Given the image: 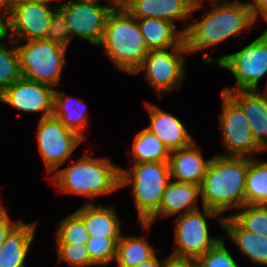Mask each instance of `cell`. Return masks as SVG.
Segmentation results:
<instances>
[{
  "label": "cell",
  "mask_w": 267,
  "mask_h": 267,
  "mask_svg": "<svg viewBox=\"0 0 267 267\" xmlns=\"http://www.w3.org/2000/svg\"><path fill=\"white\" fill-rule=\"evenodd\" d=\"M248 157H225L220 154L211 158L200 185L203 207L219 214L231 207L246 204L245 180Z\"/></svg>",
  "instance_id": "6da1fadb"
},
{
  "label": "cell",
  "mask_w": 267,
  "mask_h": 267,
  "mask_svg": "<svg viewBox=\"0 0 267 267\" xmlns=\"http://www.w3.org/2000/svg\"><path fill=\"white\" fill-rule=\"evenodd\" d=\"M214 6L200 21L184 31L186 55L215 46L255 23L252 12L240 1L209 0Z\"/></svg>",
  "instance_id": "7a4b0ae2"
},
{
  "label": "cell",
  "mask_w": 267,
  "mask_h": 267,
  "mask_svg": "<svg viewBox=\"0 0 267 267\" xmlns=\"http://www.w3.org/2000/svg\"><path fill=\"white\" fill-rule=\"evenodd\" d=\"M100 45L118 69L133 75L149 52L137 19L123 6L109 14Z\"/></svg>",
  "instance_id": "3957f363"
},
{
  "label": "cell",
  "mask_w": 267,
  "mask_h": 267,
  "mask_svg": "<svg viewBox=\"0 0 267 267\" xmlns=\"http://www.w3.org/2000/svg\"><path fill=\"white\" fill-rule=\"evenodd\" d=\"M120 168L108 159L85 154L72 165L57 169L51 181L64 193L92 199L120 188Z\"/></svg>",
  "instance_id": "277c9868"
},
{
  "label": "cell",
  "mask_w": 267,
  "mask_h": 267,
  "mask_svg": "<svg viewBox=\"0 0 267 267\" xmlns=\"http://www.w3.org/2000/svg\"><path fill=\"white\" fill-rule=\"evenodd\" d=\"M132 164L128 170L120 168V187L133 186L132 193L140 223L145 222L159 208L163 193L171 181L170 165L169 161Z\"/></svg>",
  "instance_id": "5b68a950"
},
{
  "label": "cell",
  "mask_w": 267,
  "mask_h": 267,
  "mask_svg": "<svg viewBox=\"0 0 267 267\" xmlns=\"http://www.w3.org/2000/svg\"><path fill=\"white\" fill-rule=\"evenodd\" d=\"M203 60L206 63L217 62L219 67L234 75L236 87L225 88L223 93L237 90L258 91L259 80L267 74V28L260 37L237 53L223 55L218 60L205 53Z\"/></svg>",
  "instance_id": "8992f818"
},
{
  "label": "cell",
  "mask_w": 267,
  "mask_h": 267,
  "mask_svg": "<svg viewBox=\"0 0 267 267\" xmlns=\"http://www.w3.org/2000/svg\"><path fill=\"white\" fill-rule=\"evenodd\" d=\"M16 47L22 77L49 85H57L65 65L67 48L47 39L25 41Z\"/></svg>",
  "instance_id": "52a82bcc"
},
{
  "label": "cell",
  "mask_w": 267,
  "mask_h": 267,
  "mask_svg": "<svg viewBox=\"0 0 267 267\" xmlns=\"http://www.w3.org/2000/svg\"><path fill=\"white\" fill-rule=\"evenodd\" d=\"M203 213L198 209L177 218L175 222V245L177 248L170 255L179 260L196 261L214 246L222 237L209 236L207 218L219 217V213L203 207Z\"/></svg>",
  "instance_id": "ba28073f"
},
{
  "label": "cell",
  "mask_w": 267,
  "mask_h": 267,
  "mask_svg": "<svg viewBox=\"0 0 267 267\" xmlns=\"http://www.w3.org/2000/svg\"><path fill=\"white\" fill-rule=\"evenodd\" d=\"M51 7L44 1L9 0L6 36L11 35V40L15 38L14 44L17 38L24 41L45 39L53 12L58 8Z\"/></svg>",
  "instance_id": "9c48e42d"
},
{
  "label": "cell",
  "mask_w": 267,
  "mask_h": 267,
  "mask_svg": "<svg viewBox=\"0 0 267 267\" xmlns=\"http://www.w3.org/2000/svg\"><path fill=\"white\" fill-rule=\"evenodd\" d=\"M222 95L220 128L222 140L228 155L225 157H246L264 151L253 137L251 127L242 108L226 93Z\"/></svg>",
  "instance_id": "30bf717a"
},
{
  "label": "cell",
  "mask_w": 267,
  "mask_h": 267,
  "mask_svg": "<svg viewBox=\"0 0 267 267\" xmlns=\"http://www.w3.org/2000/svg\"><path fill=\"white\" fill-rule=\"evenodd\" d=\"M170 51L149 50L141 66L134 73L138 74L144 70L147 81L159 97H162V92L180 88L184 78V58L181 54L187 52L186 47H173Z\"/></svg>",
  "instance_id": "8fae6325"
},
{
  "label": "cell",
  "mask_w": 267,
  "mask_h": 267,
  "mask_svg": "<svg viewBox=\"0 0 267 267\" xmlns=\"http://www.w3.org/2000/svg\"><path fill=\"white\" fill-rule=\"evenodd\" d=\"M84 139L76 132L67 129L59 119L53 115L40 118L37 143L43 160L45 161L48 174L57 170L64 163L72 151Z\"/></svg>",
  "instance_id": "7c38bea8"
},
{
  "label": "cell",
  "mask_w": 267,
  "mask_h": 267,
  "mask_svg": "<svg viewBox=\"0 0 267 267\" xmlns=\"http://www.w3.org/2000/svg\"><path fill=\"white\" fill-rule=\"evenodd\" d=\"M119 6H102L98 3L66 0L58 8L64 13L71 36L99 46L109 14Z\"/></svg>",
  "instance_id": "4fadbf2b"
},
{
  "label": "cell",
  "mask_w": 267,
  "mask_h": 267,
  "mask_svg": "<svg viewBox=\"0 0 267 267\" xmlns=\"http://www.w3.org/2000/svg\"><path fill=\"white\" fill-rule=\"evenodd\" d=\"M50 87L21 77L0 94V102L27 113L43 112L41 118L49 117L53 115L55 92Z\"/></svg>",
  "instance_id": "5bb4252c"
},
{
  "label": "cell",
  "mask_w": 267,
  "mask_h": 267,
  "mask_svg": "<svg viewBox=\"0 0 267 267\" xmlns=\"http://www.w3.org/2000/svg\"><path fill=\"white\" fill-rule=\"evenodd\" d=\"M203 0H129L123 7L136 19L159 18L175 23L192 17Z\"/></svg>",
  "instance_id": "9a60e30c"
},
{
  "label": "cell",
  "mask_w": 267,
  "mask_h": 267,
  "mask_svg": "<svg viewBox=\"0 0 267 267\" xmlns=\"http://www.w3.org/2000/svg\"><path fill=\"white\" fill-rule=\"evenodd\" d=\"M199 194L200 185L171 180L163 193L159 208L145 222H140V225L148 231L158 215L169 217L181 211L183 215L198 210L196 198Z\"/></svg>",
  "instance_id": "2e32d148"
},
{
  "label": "cell",
  "mask_w": 267,
  "mask_h": 267,
  "mask_svg": "<svg viewBox=\"0 0 267 267\" xmlns=\"http://www.w3.org/2000/svg\"><path fill=\"white\" fill-rule=\"evenodd\" d=\"M150 115V125L147 127L162 140L169 152L191 145L194 140L181 121L158 106L146 103Z\"/></svg>",
  "instance_id": "e0dca14e"
},
{
  "label": "cell",
  "mask_w": 267,
  "mask_h": 267,
  "mask_svg": "<svg viewBox=\"0 0 267 267\" xmlns=\"http://www.w3.org/2000/svg\"><path fill=\"white\" fill-rule=\"evenodd\" d=\"M227 94L242 108L255 142L267 150V92L237 90Z\"/></svg>",
  "instance_id": "ac0fdd59"
},
{
  "label": "cell",
  "mask_w": 267,
  "mask_h": 267,
  "mask_svg": "<svg viewBox=\"0 0 267 267\" xmlns=\"http://www.w3.org/2000/svg\"><path fill=\"white\" fill-rule=\"evenodd\" d=\"M191 145L170 152V175L176 182L201 185L210 162L204 160L198 147Z\"/></svg>",
  "instance_id": "d6986e66"
},
{
  "label": "cell",
  "mask_w": 267,
  "mask_h": 267,
  "mask_svg": "<svg viewBox=\"0 0 267 267\" xmlns=\"http://www.w3.org/2000/svg\"><path fill=\"white\" fill-rule=\"evenodd\" d=\"M37 223L21 220L9 231L0 249V267H25V258L35 236Z\"/></svg>",
  "instance_id": "ffe728a7"
},
{
  "label": "cell",
  "mask_w": 267,
  "mask_h": 267,
  "mask_svg": "<svg viewBox=\"0 0 267 267\" xmlns=\"http://www.w3.org/2000/svg\"><path fill=\"white\" fill-rule=\"evenodd\" d=\"M137 21L148 50L186 47L184 31L177 32L175 23L159 18H144Z\"/></svg>",
  "instance_id": "44dd1931"
},
{
  "label": "cell",
  "mask_w": 267,
  "mask_h": 267,
  "mask_svg": "<svg viewBox=\"0 0 267 267\" xmlns=\"http://www.w3.org/2000/svg\"><path fill=\"white\" fill-rule=\"evenodd\" d=\"M230 239L252 262L267 266V238L245 230L232 216L218 221Z\"/></svg>",
  "instance_id": "7402d4cb"
},
{
  "label": "cell",
  "mask_w": 267,
  "mask_h": 267,
  "mask_svg": "<svg viewBox=\"0 0 267 267\" xmlns=\"http://www.w3.org/2000/svg\"><path fill=\"white\" fill-rule=\"evenodd\" d=\"M113 207L86 203L75 211L84 221L89 236L121 237V222Z\"/></svg>",
  "instance_id": "603a6c76"
},
{
  "label": "cell",
  "mask_w": 267,
  "mask_h": 267,
  "mask_svg": "<svg viewBox=\"0 0 267 267\" xmlns=\"http://www.w3.org/2000/svg\"><path fill=\"white\" fill-rule=\"evenodd\" d=\"M84 105L82 100L66 97L62 91L55 89L53 116L59 119L67 129L76 132L83 139L85 137L82 132L88 124L87 109Z\"/></svg>",
  "instance_id": "cb8c5ba5"
},
{
  "label": "cell",
  "mask_w": 267,
  "mask_h": 267,
  "mask_svg": "<svg viewBox=\"0 0 267 267\" xmlns=\"http://www.w3.org/2000/svg\"><path fill=\"white\" fill-rule=\"evenodd\" d=\"M133 163L169 161L170 152L147 128L139 131L132 146Z\"/></svg>",
  "instance_id": "d4e9b609"
},
{
  "label": "cell",
  "mask_w": 267,
  "mask_h": 267,
  "mask_svg": "<svg viewBox=\"0 0 267 267\" xmlns=\"http://www.w3.org/2000/svg\"><path fill=\"white\" fill-rule=\"evenodd\" d=\"M154 255L153 246L149 245L144 236H121L117 242L115 260L119 267H135Z\"/></svg>",
  "instance_id": "484cf974"
},
{
  "label": "cell",
  "mask_w": 267,
  "mask_h": 267,
  "mask_svg": "<svg viewBox=\"0 0 267 267\" xmlns=\"http://www.w3.org/2000/svg\"><path fill=\"white\" fill-rule=\"evenodd\" d=\"M245 196L246 204L267 205V162L249 158Z\"/></svg>",
  "instance_id": "4316f807"
},
{
  "label": "cell",
  "mask_w": 267,
  "mask_h": 267,
  "mask_svg": "<svg viewBox=\"0 0 267 267\" xmlns=\"http://www.w3.org/2000/svg\"><path fill=\"white\" fill-rule=\"evenodd\" d=\"M231 216L247 231L267 238V205L245 204Z\"/></svg>",
  "instance_id": "83f0119b"
},
{
  "label": "cell",
  "mask_w": 267,
  "mask_h": 267,
  "mask_svg": "<svg viewBox=\"0 0 267 267\" xmlns=\"http://www.w3.org/2000/svg\"><path fill=\"white\" fill-rule=\"evenodd\" d=\"M83 219L76 213L64 218L56 232V243L86 244L89 239Z\"/></svg>",
  "instance_id": "f1b7e54d"
},
{
  "label": "cell",
  "mask_w": 267,
  "mask_h": 267,
  "mask_svg": "<svg viewBox=\"0 0 267 267\" xmlns=\"http://www.w3.org/2000/svg\"><path fill=\"white\" fill-rule=\"evenodd\" d=\"M22 77L16 47L8 49L0 42V94Z\"/></svg>",
  "instance_id": "f546056e"
},
{
  "label": "cell",
  "mask_w": 267,
  "mask_h": 267,
  "mask_svg": "<svg viewBox=\"0 0 267 267\" xmlns=\"http://www.w3.org/2000/svg\"><path fill=\"white\" fill-rule=\"evenodd\" d=\"M121 237H96L90 236L86 242L91 262L96 265L106 266L116 258L117 242Z\"/></svg>",
  "instance_id": "4dcf8cb0"
},
{
  "label": "cell",
  "mask_w": 267,
  "mask_h": 267,
  "mask_svg": "<svg viewBox=\"0 0 267 267\" xmlns=\"http://www.w3.org/2000/svg\"><path fill=\"white\" fill-rule=\"evenodd\" d=\"M222 237L214 246H212L204 255H201L196 261V267H238L230 253L224 245Z\"/></svg>",
  "instance_id": "1f68e13d"
},
{
  "label": "cell",
  "mask_w": 267,
  "mask_h": 267,
  "mask_svg": "<svg viewBox=\"0 0 267 267\" xmlns=\"http://www.w3.org/2000/svg\"><path fill=\"white\" fill-rule=\"evenodd\" d=\"M59 261H64L71 267L95 266L91 262L86 245L71 243H56Z\"/></svg>",
  "instance_id": "d6a6232c"
},
{
  "label": "cell",
  "mask_w": 267,
  "mask_h": 267,
  "mask_svg": "<svg viewBox=\"0 0 267 267\" xmlns=\"http://www.w3.org/2000/svg\"><path fill=\"white\" fill-rule=\"evenodd\" d=\"M45 39L65 48L68 47L72 39L66 22V17L59 8L53 12L51 23Z\"/></svg>",
  "instance_id": "836d02e7"
},
{
  "label": "cell",
  "mask_w": 267,
  "mask_h": 267,
  "mask_svg": "<svg viewBox=\"0 0 267 267\" xmlns=\"http://www.w3.org/2000/svg\"><path fill=\"white\" fill-rule=\"evenodd\" d=\"M18 222L19 220L12 224L6 209L3 206L0 208V249L5 241L6 235Z\"/></svg>",
  "instance_id": "e575fe53"
},
{
  "label": "cell",
  "mask_w": 267,
  "mask_h": 267,
  "mask_svg": "<svg viewBox=\"0 0 267 267\" xmlns=\"http://www.w3.org/2000/svg\"><path fill=\"white\" fill-rule=\"evenodd\" d=\"M253 1L251 3L246 2L242 4L245 5L252 12L255 21L259 14L264 18V20L267 21V0Z\"/></svg>",
  "instance_id": "d590c367"
},
{
  "label": "cell",
  "mask_w": 267,
  "mask_h": 267,
  "mask_svg": "<svg viewBox=\"0 0 267 267\" xmlns=\"http://www.w3.org/2000/svg\"><path fill=\"white\" fill-rule=\"evenodd\" d=\"M163 267H196L194 261L169 258Z\"/></svg>",
  "instance_id": "8d00e7d4"
},
{
  "label": "cell",
  "mask_w": 267,
  "mask_h": 267,
  "mask_svg": "<svg viewBox=\"0 0 267 267\" xmlns=\"http://www.w3.org/2000/svg\"><path fill=\"white\" fill-rule=\"evenodd\" d=\"M170 258V256L163 261V263L161 264L156 256V254L151 258L148 259L144 262H142L141 264H139L138 266L135 267H163L164 263Z\"/></svg>",
  "instance_id": "74e56055"
},
{
  "label": "cell",
  "mask_w": 267,
  "mask_h": 267,
  "mask_svg": "<svg viewBox=\"0 0 267 267\" xmlns=\"http://www.w3.org/2000/svg\"><path fill=\"white\" fill-rule=\"evenodd\" d=\"M7 14L8 13H0V41L2 39H5L6 36V19H7ZM3 16V18H2ZM3 19L5 21H3Z\"/></svg>",
  "instance_id": "f35d334b"
},
{
  "label": "cell",
  "mask_w": 267,
  "mask_h": 267,
  "mask_svg": "<svg viewBox=\"0 0 267 267\" xmlns=\"http://www.w3.org/2000/svg\"><path fill=\"white\" fill-rule=\"evenodd\" d=\"M9 0H0V13H8Z\"/></svg>",
  "instance_id": "ab89813d"
},
{
  "label": "cell",
  "mask_w": 267,
  "mask_h": 267,
  "mask_svg": "<svg viewBox=\"0 0 267 267\" xmlns=\"http://www.w3.org/2000/svg\"><path fill=\"white\" fill-rule=\"evenodd\" d=\"M76 1H82V2H91V3H98L100 0H76ZM113 6H118L113 0H109Z\"/></svg>",
  "instance_id": "60d3db41"
},
{
  "label": "cell",
  "mask_w": 267,
  "mask_h": 267,
  "mask_svg": "<svg viewBox=\"0 0 267 267\" xmlns=\"http://www.w3.org/2000/svg\"><path fill=\"white\" fill-rule=\"evenodd\" d=\"M118 6H123L129 0H113Z\"/></svg>",
  "instance_id": "b9f144b4"
},
{
  "label": "cell",
  "mask_w": 267,
  "mask_h": 267,
  "mask_svg": "<svg viewBox=\"0 0 267 267\" xmlns=\"http://www.w3.org/2000/svg\"><path fill=\"white\" fill-rule=\"evenodd\" d=\"M35 1H44L50 3L52 0H35ZM65 1V0H64Z\"/></svg>",
  "instance_id": "7bdbcfd3"
}]
</instances>
